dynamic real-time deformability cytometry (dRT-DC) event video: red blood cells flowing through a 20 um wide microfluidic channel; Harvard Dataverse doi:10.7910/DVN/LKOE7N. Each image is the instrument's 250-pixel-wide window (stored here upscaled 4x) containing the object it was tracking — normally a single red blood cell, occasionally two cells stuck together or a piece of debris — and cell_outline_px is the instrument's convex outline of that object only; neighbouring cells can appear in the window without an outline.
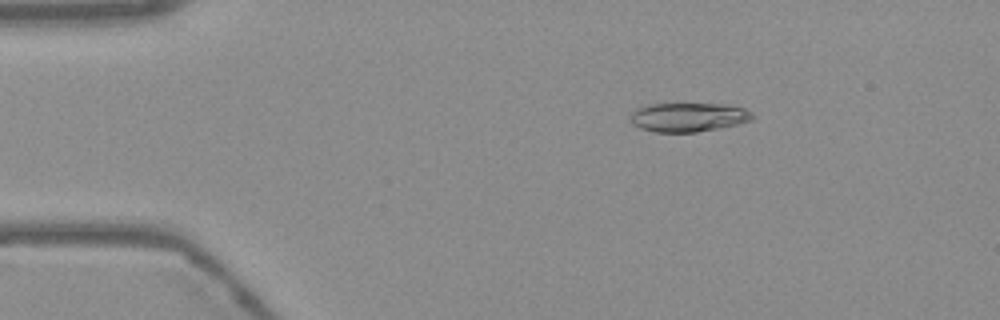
{"species": "Egyptian fruit bat (a non-hibernating species)", "species_latin": "Rousettus aegyptiacus", "temperature_condition": "warm", "stored_images_in_passage": 46, "camera_frame_rate_fps": 3000, "um_per_image_px": 0.085, "frame": {"image": 1, "passage_image": 1, "time_ms": 0.0, "image_size_px": [1000, 320], "cell_outline_px": [[756, 116], [752, 120], [720, 128], [696, 132], [656, 132], [640, 128], [632, 120], [632, 112], [636, 108], [648, 104], [724, 104], [744, 108], [752, 112]], "centroid_in_image_um": [58.56, 9.95], "position_along_channel_um": 26.4, "area_um2": 20.52}}
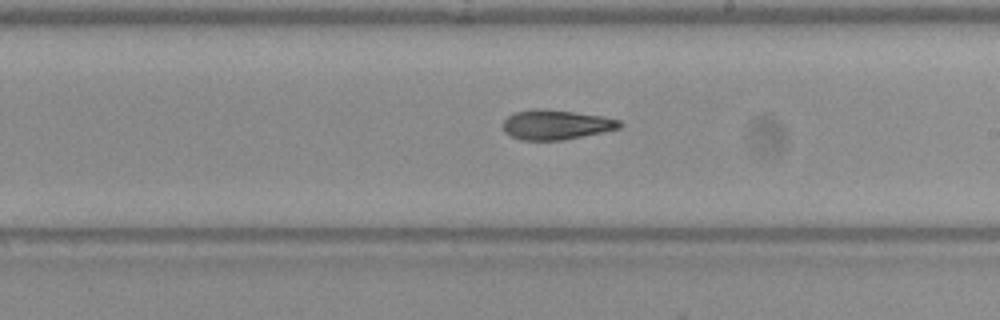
{"frame": {"image": 2, "passage_image": 23, "time_ms": 7.333, "image_size_px": [1000, 320], "cell_outline_px": [[624, 124], [620, 128], [604, 132], [560, 140], [520, 140], [504, 132], [504, 120], [508, 116], [516, 112], [536, 108], [544, 108], [600, 116], [620, 120]], "centroid_in_image_um": [47.27, 10.6], "position_along_channel_um": 241.7, "area_um2": 20.06}}
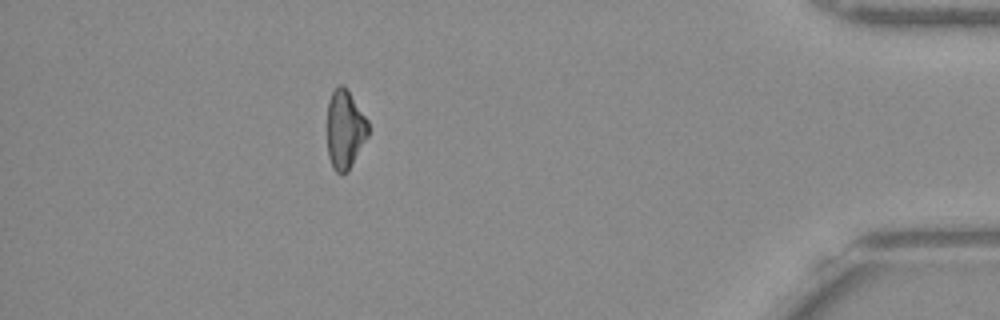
{"frame": {"image": 3, "passage_image": 40, "time_ms": 13.0, "image_size_px": [1000, 320], "cell_outline_px": [[368, 136], [348, 172], [336, 172], [332, 168], [328, 156], [328, 100], [332, 92], [340, 84], [344, 84], [368, 120]], "centroid_in_image_um": [29.32, 11.0], "position_along_channel_um": 405.9, "area_um2": 18.79}, "authors_computed_cell_mechanics": {"area_um2": 20.6057, "velocity_mm_per_s": 3.7946, "shape_relaxation_time_tau1_ms": 6.8036, "shape_relaxation_time_tau2_ms": 4.9932, "deformation_change_tau1": 0.177, "deformation_change_tau2": 0.1086}}